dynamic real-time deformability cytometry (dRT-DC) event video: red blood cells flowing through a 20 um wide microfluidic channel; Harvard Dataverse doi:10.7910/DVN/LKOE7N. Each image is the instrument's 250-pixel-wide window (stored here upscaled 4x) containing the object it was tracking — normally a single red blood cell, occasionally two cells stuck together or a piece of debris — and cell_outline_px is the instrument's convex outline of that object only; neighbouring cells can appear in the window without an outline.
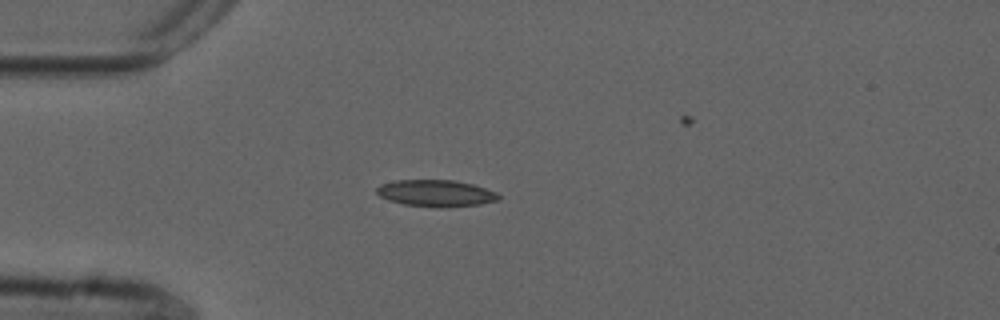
{"species": "common noctule bat (a hibernating species)", "species_latin": "Nyctalus noctula", "temperature_condition": "cold", "stored_images_in_passage": 31, "camera_frame_rate_fps": 3000, "um_per_image_px": 0.085, "animal": {"sex": "male", "forearm_length_mm": 52.5}, "frame": {"image": 1, "passage_image": 1, "time_ms": 0.0, "image_size_px": [1000, 320], "cell_outline_px": [[500, 200], [480, 204], [448, 208], [436, 208], [404, 204], [388, 200], [380, 196], [376, 192], [376, 188], [380, 184], [396, 180], [452, 180], [472, 184], [496, 192], [500, 196]], "centroid_in_image_um": [37.05, 16.44], "position_along_channel_um": 47.9, "area_um2": 19.13}}
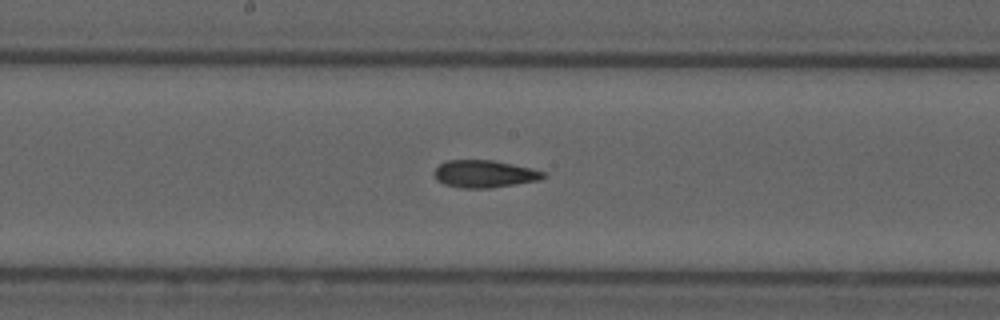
{"frame": {"image": 2, "passage_image": 15, "time_ms": 4.667, "image_size_px": [1000, 320], "cell_outline_px": [[548, 176], [540, 180], [488, 188], [464, 188], [444, 184], [436, 180], [436, 168], [440, 164], [448, 160], [496, 160], [532, 168], [544, 172]], "centroid_in_image_um": [41.22, 14.77], "position_along_channel_um": 207.0, "area_um2": 17.34}}
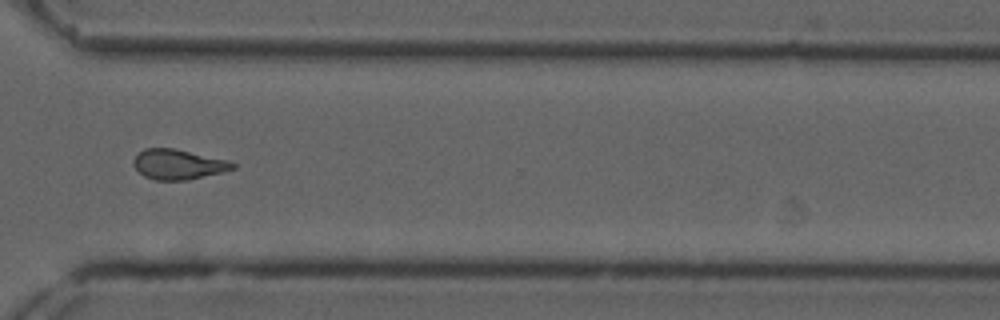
{"frame": {"image": 3, "passage_image": 27, "time_ms": 8.667, "image_size_px": [1000, 320], "cell_outline_px": [[236, 168], [188, 180], [156, 180], [144, 176], [132, 164], [132, 160], [144, 148], [172, 148], [224, 160], [236, 164]], "centroid_in_image_um": [15.09, 13.98], "position_along_channel_um": 355.5, "area_um2": 16.94}}